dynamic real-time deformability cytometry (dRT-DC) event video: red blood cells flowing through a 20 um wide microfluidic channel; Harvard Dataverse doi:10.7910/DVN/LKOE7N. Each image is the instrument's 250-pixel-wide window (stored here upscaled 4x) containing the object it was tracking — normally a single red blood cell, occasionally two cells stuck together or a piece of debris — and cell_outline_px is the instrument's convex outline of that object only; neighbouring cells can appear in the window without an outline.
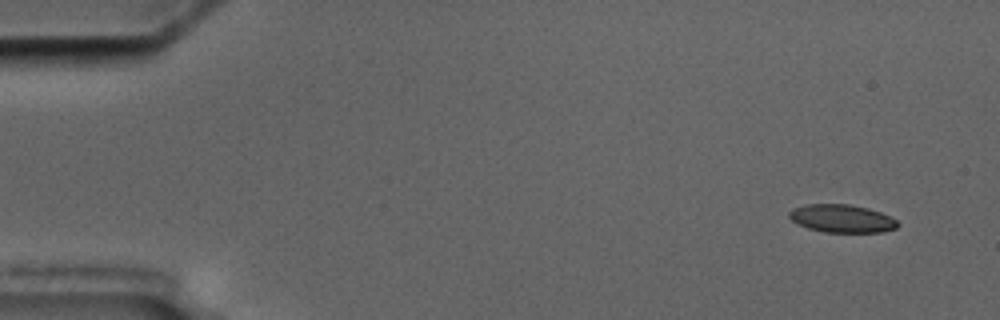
{"species": "common noctule bat (a hibernating species)", "species_latin": "Nyctalus noctula", "temperature_condition": "cold", "stored_images_in_passage": 7, "camera_frame_rate_fps": 3000, "um_per_image_px": 0.085, "animal": {"sex": "male", "body_mass_g": 17.5, "forearm_length_mm": 52.3}, "frame": {"image": 1, "passage_image": 1, "time_ms": 0.0, "image_size_px": [1000, 320], "cell_outline_px": [[900, 224], [896, 228], [884, 232], [824, 232], [808, 228], [792, 220], [788, 216], [788, 212], [792, 208], [804, 204], [848, 204], [868, 208], [880, 212], [896, 220]], "centroid_in_image_um": [71.55, 18.57], "position_along_channel_um": 13.5, "area_um2": 17.69}}
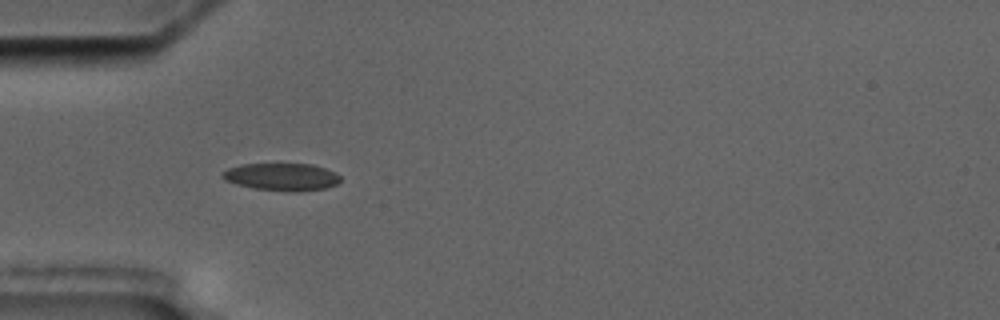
{"frame": {"image": 2, "passage_image": 5, "time_ms": 4.667, "image_size_px": [1000, 320], "cell_outline_px": [[340, 180], [336, 184], [324, 188], [300, 192], [296, 192], [252, 188], [236, 184], [224, 180], [220, 176], [220, 172], [228, 168], [240, 164], [312, 164], [336, 172], [340, 176]], "centroid_in_image_um": [23.9, 15.03], "position_along_channel_um": 61.1, "area_um2": 19.02}}
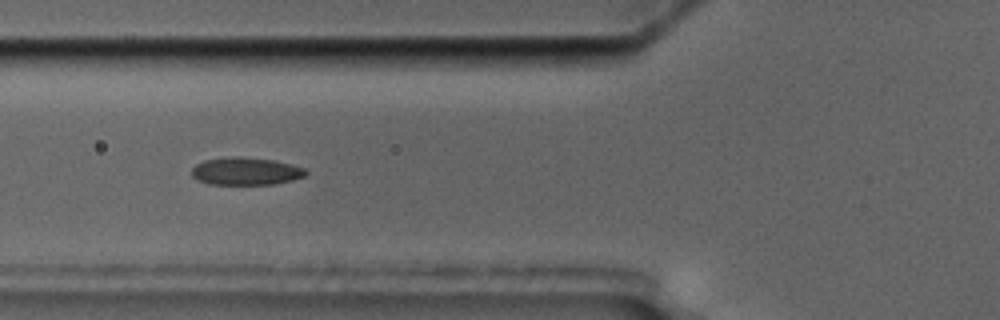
{"frame": {"image": 3, "passage_image": 6, "time_ms": 6.0, "image_size_px": [1000, 320], "cell_outline_px": [[308, 172], [304, 176], [292, 180], [272, 184], [208, 184], [196, 180], [192, 176], [192, 168], [196, 164], [204, 160], [232, 156], [240, 156], [272, 160], [292, 164], [304, 168]], "centroid_in_image_um": [20.86, 14.55], "position_along_channel_um": 104.9, "area_um2": 18.38}}